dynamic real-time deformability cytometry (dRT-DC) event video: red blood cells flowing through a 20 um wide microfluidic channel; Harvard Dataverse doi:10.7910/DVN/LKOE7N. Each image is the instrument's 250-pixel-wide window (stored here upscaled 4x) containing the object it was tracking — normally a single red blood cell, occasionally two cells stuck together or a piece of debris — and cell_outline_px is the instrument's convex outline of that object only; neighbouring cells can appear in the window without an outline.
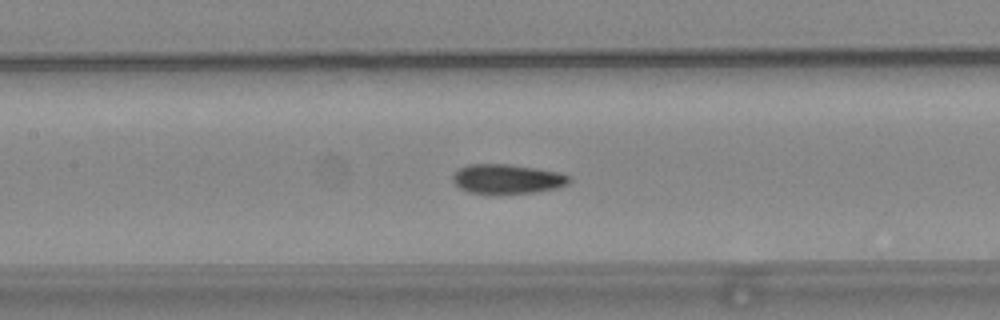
{"species": "common noctule bat (a hibernating species)", "species_latin": "Nyctalus noctula", "temperature_condition": "warm", "stored_images_in_passage": 55, "camera_frame_rate_fps": 3000, "um_per_image_px": 0.085, "animal": {"sex": "female", "body_mass_g": 24.6, "forearm_length_mm": 56.2}, "frame": {"image": 1, "passage_image": 25, "time_ms": 8.0, "image_size_px": [1000, 320], "cell_outline_px": [[572, 180], [568, 184], [556, 188], [532, 192], [496, 196], [492, 196], [468, 192], [460, 188], [452, 180], [452, 176], [460, 168], [468, 164], [508, 164], [536, 168], [556, 172], [572, 176]], "centroid_in_image_um": [43.09, 15.24], "position_along_channel_um": 164.3, "area_um2": 20.52}}
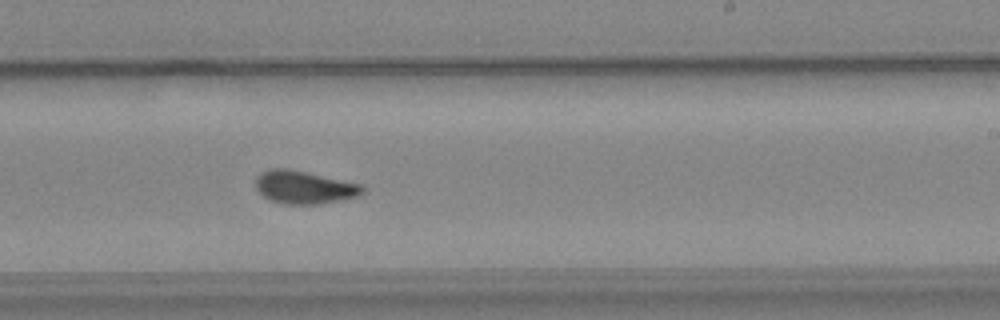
{"frame": {"image": 2, "passage_image": 33, "time_ms": 10.667, "image_size_px": [1000, 320], "cell_outline_px": [[364, 192], [360, 196], [344, 200], [320, 204], [284, 204], [272, 200], [264, 196], [256, 188], [256, 176], [260, 172], [268, 168], [288, 168], [364, 184]], "centroid_in_image_um": [25.9, 15.91], "position_along_channel_um": 263.1, "area_um2": 20.87}}
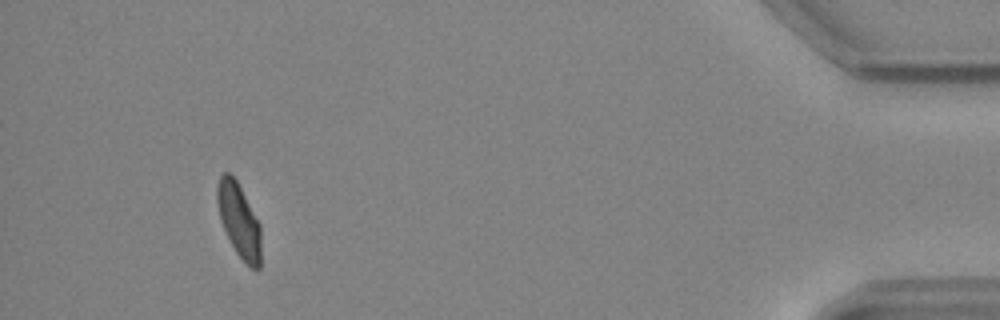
{"frame": {"image": 3, "passage_image": 51, "time_ms": 16.667, "image_size_px": [1000, 320], "cell_outline_px": [[260, 268], [252, 268], [236, 252], [220, 220], [216, 200], [216, 188], [220, 176], [224, 172], [228, 172], [236, 180], [260, 224]], "centroid_in_image_um": [20.29, 18.69], "position_along_channel_um": 414.9, "area_um2": 18.44}, "authors_computed_cell_mechanics": {"area_um2": 19.7676, "velocity_mm_per_s": 3.7189, "shape_relaxation_time_tau1_ms": 6.0648, "shape_relaxation_time_tau2_ms": 1.5445, "deformation_change_tau1": 0.1938, "deformation_change_tau2": 0.0744}}